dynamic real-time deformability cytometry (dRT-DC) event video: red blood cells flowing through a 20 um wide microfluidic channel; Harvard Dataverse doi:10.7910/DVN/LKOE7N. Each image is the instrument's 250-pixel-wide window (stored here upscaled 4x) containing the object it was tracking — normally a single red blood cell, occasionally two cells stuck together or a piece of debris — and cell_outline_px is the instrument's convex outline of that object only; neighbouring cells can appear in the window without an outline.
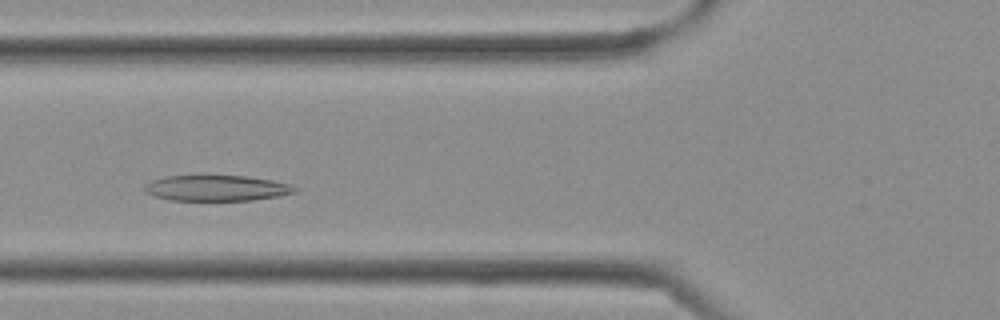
{"species": "Egyptian fruit bat (a non-hibernating species)", "species_latin": "Rousettus aegyptiacus", "temperature_condition": "cold", "stored_images_in_passage": 33, "camera_frame_rate_fps": 3000, "um_per_image_px": 0.085, "frame": {"image": 1, "passage_image": 10, "time_ms": 3.0, "image_size_px": [1000, 320], "cell_outline_px": [[300, 188], [296, 192], [280, 196], [252, 200], [172, 200], [152, 196], [144, 192], [144, 184], [152, 180], [164, 176], [248, 176], [272, 180], [288, 184]], "centroid_in_image_um": [18.4, 15.99], "position_along_channel_um": 107.4, "area_um2": 22.6}}
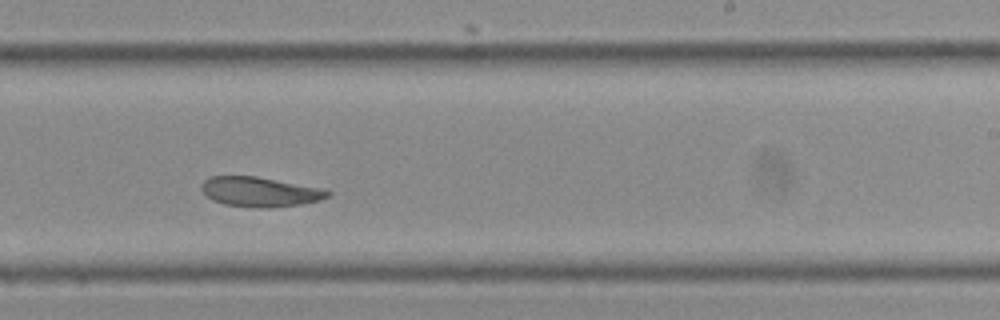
{"frame": {"image": 2, "passage_image": 19, "time_ms": 6.0, "image_size_px": [1000, 320], "cell_outline_px": [[332, 192], [328, 196], [320, 200], [300, 204], [224, 204], [212, 200], [200, 188], [200, 184], [208, 176], [256, 176], [324, 188]], "centroid_in_image_um": [22.08, 16.22], "position_along_channel_um": 266.9, "area_um2": 20.75}}
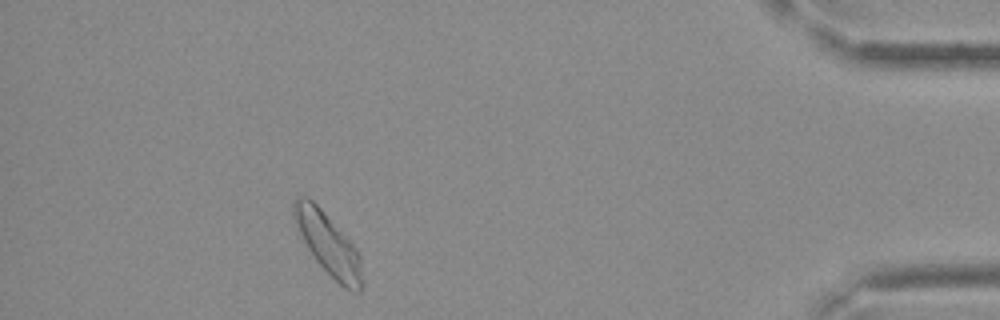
{"frame": {"image": 3, "passage_image": 30, "time_ms": 9.667, "image_size_px": [1000, 320], "cell_outline_px": [[360, 292], [352, 292], [344, 288], [316, 260], [308, 248], [296, 228], [292, 216], [292, 204], [296, 196], [308, 196], [324, 212], [356, 248], [360, 256]], "centroid_in_image_um": [27.83, 20.67], "position_along_channel_um": 407.4, "area_um2": 23.99}}